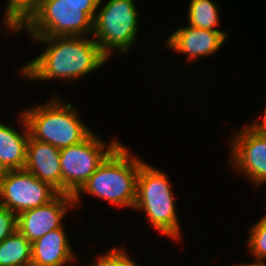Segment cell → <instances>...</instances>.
<instances>
[{"instance_id":"obj_1","label":"cell","mask_w":266,"mask_h":266,"mask_svg":"<svg viewBox=\"0 0 266 266\" xmlns=\"http://www.w3.org/2000/svg\"><path fill=\"white\" fill-rule=\"evenodd\" d=\"M30 38L45 45L46 49L17 71L27 81H75L100 69L110 60L101 52L92 35Z\"/></svg>"},{"instance_id":"obj_2","label":"cell","mask_w":266,"mask_h":266,"mask_svg":"<svg viewBox=\"0 0 266 266\" xmlns=\"http://www.w3.org/2000/svg\"><path fill=\"white\" fill-rule=\"evenodd\" d=\"M144 162L120 143L100 164L94 174L73 195L76 206L83 193L121 208H134L137 176Z\"/></svg>"},{"instance_id":"obj_3","label":"cell","mask_w":266,"mask_h":266,"mask_svg":"<svg viewBox=\"0 0 266 266\" xmlns=\"http://www.w3.org/2000/svg\"><path fill=\"white\" fill-rule=\"evenodd\" d=\"M166 172L141 164L136 183V199L133 210L143 212L147 220L160 234L179 241L182 229L176 211L175 195ZM179 239V240H178Z\"/></svg>"},{"instance_id":"obj_4","label":"cell","mask_w":266,"mask_h":266,"mask_svg":"<svg viewBox=\"0 0 266 266\" xmlns=\"http://www.w3.org/2000/svg\"><path fill=\"white\" fill-rule=\"evenodd\" d=\"M32 139L49 143L58 149L85 140L93 131L80 119L73 104L54 96L46 104L31 106L21 111Z\"/></svg>"},{"instance_id":"obj_5","label":"cell","mask_w":266,"mask_h":266,"mask_svg":"<svg viewBox=\"0 0 266 266\" xmlns=\"http://www.w3.org/2000/svg\"><path fill=\"white\" fill-rule=\"evenodd\" d=\"M97 8L67 0H42L13 34L24 30L30 37L90 36Z\"/></svg>"},{"instance_id":"obj_6","label":"cell","mask_w":266,"mask_h":266,"mask_svg":"<svg viewBox=\"0 0 266 266\" xmlns=\"http://www.w3.org/2000/svg\"><path fill=\"white\" fill-rule=\"evenodd\" d=\"M134 0H108L97 9L92 36L109 59L114 52L126 54L139 35V17Z\"/></svg>"},{"instance_id":"obj_7","label":"cell","mask_w":266,"mask_h":266,"mask_svg":"<svg viewBox=\"0 0 266 266\" xmlns=\"http://www.w3.org/2000/svg\"><path fill=\"white\" fill-rule=\"evenodd\" d=\"M104 141L93 131L81 143L60 149L62 193L74 195L121 143L117 137Z\"/></svg>"},{"instance_id":"obj_8","label":"cell","mask_w":266,"mask_h":266,"mask_svg":"<svg viewBox=\"0 0 266 266\" xmlns=\"http://www.w3.org/2000/svg\"><path fill=\"white\" fill-rule=\"evenodd\" d=\"M59 192L25 169L8 170L0 178V205L16 215L47 204Z\"/></svg>"},{"instance_id":"obj_9","label":"cell","mask_w":266,"mask_h":266,"mask_svg":"<svg viewBox=\"0 0 266 266\" xmlns=\"http://www.w3.org/2000/svg\"><path fill=\"white\" fill-rule=\"evenodd\" d=\"M230 158L227 163L232 169L255 187L266 183V135L250 124L234 131L229 140Z\"/></svg>"},{"instance_id":"obj_10","label":"cell","mask_w":266,"mask_h":266,"mask_svg":"<svg viewBox=\"0 0 266 266\" xmlns=\"http://www.w3.org/2000/svg\"><path fill=\"white\" fill-rule=\"evenodd\" d=\"M72 208H75L73 195L59 193L47 204L19 213L17 230L32 243L49 231L61 228L63 218Z\"/></svg>"},{"instance_id":"obj_11","label":"cell","mask_w":266,"mask_h":266,"mask_svg":"<svg viewBox=\"0 0 266 266\" xmlns=\"http://www.w3.org/2000/svg\"><path fill=\"white\" fill-rule=\"evenodd\" d=\"M227 37L221 31L204 30L190 25L178 27L165 39V47L176 54L187 55L186 61L192 62L199 57L217 53ZM217 51V52H216Z\"/></svg>"},{"instance_id":"obj_12","label":"cell","mask_w":266,"mask_h":266,"mask_svg":"<svg viewBox=\"0 0 266 266\" xmlns=\"http://www.w3.org/2000/svg\"><path fill=\"white\" fill-rule=\"evenodd\" d=\"M24 169L62 193L60 149L29 137Z\"/></svg>"},{"instance_id":"obj_13","label":"cell","mask_w":266,"mask_h":266,"mask_svg":"<svg viewBox=\"0 0 266 266\" xmlns=\"http://www.w3.org/2000/svg\"><path fill=\"white\" fill-rule=\"evenodd\" d=\"M66 228L49 231L31 243V262L37 266H67L76 262V254L69 242Z\"/></svg>"},{"instance_id":"obj_14","label":"cell","mask_w":266,"mask_h":266,"mask_svg":"<svg viewBox=\"0 0 266 266\" xmlns=\"http://www.w3.org/2000/svg\"><path fill=\"white\" fill-rule=\"evenodd\" d=\"M18 120L23 127L22 132L0 121V164L5 171L24 169L26 164L30 134L22 112H19Z\"/></svg>"},{"instance_id":"obj_15","label":"cell","mask_w":266,"mask_h":266,"mask_svg":"<svg viewBox=\"0 0 266 266\" xmlns=\"http://www.w3.org/2000/svg\"><path fill=\"white\" fill-rule=\"evenodd\" d=\"M218 6L220 5L212 0H190L187 25L204 30L221 31L227 37V31L218 29L221 23Z\"/></svg>"},{"instance_id":"obj_16","label":"cell","mask_w":266,"mask_h":266,"mask_svg":"<svg viewBox=\"0 0 266 266\" xmlns=\"http://www.w3.org/2000/svg\"><path fill=\"white\" fill-rule=\"evenodd\" d=\"M31 255V242L18 230L0 242V266H21L31 263Z\"/></svg>"},{"instance_id":"obj_17","label":"cell","mask_w":266,"mask_h":266,"mask_svg":"<svg viewBox=\"0 0 266 266\" xmlns=\"http://www.w3.org/2000/svg\"><path fill=\"white\" fill-rule=\"evenodd\" d=\"M42 0H8L1 20L6 33H13L40 5Z\"/></svg>"},{"instance_id":"obj_18","label":"cell","mask_w":266,"mask_h":266,"mask_svg":"<svg viewBox=\"0 0 266 266\" xmlns=\"http://www.w3.org/2000/svg\"><path fill=\"white\" fill-rule=\"evenodd\" d=\"M246 246L248 251L254 257L255 264H266V217L263 216L258 220L248 232L246 239Z\"/></svg>"},{"instance_id":"obj_19","label":"cell","mask_w":266,"mask_h":266,"mask_svg":"<svg viewBox=\"0 0 266 266\" xmlns=\"http://www.w3.org/2000/svg\"><path fill=\"white\" fill-rule=\"evenodd\" d=\"M92 263L94 266H140L128 255L123 247H110L106 253L98 255Z\"/></svg>"},{"instance_id":"obj_20","label":"cell","mask_w":266,"mask_h":266,"mask_svg":"<svg viewBox=\"0 0 266 266\" xmlns=\"http://www.w3.org/2000/svg\"><path fill=\"white\" fill-rule=\"evenodd\" d=\"M17 230V215L0 205V242Z\"/></svg>"},{"instance_id":"obj_21","label":"cell","mask_w":266,"mask_h":266,"mask_svg":"<svg viewBox=\"0 0 266 266\" xmlns=\"http://www.w3.org/2000/svg\"><path fill=\"white\" fill-rule=\"evenodd\" d=\"M261 116L263 117L261 121L259 120V118L256 117L253 122L251 121L250 125L258 132H261L262 134L266 135V107L264 109L263 115Z\"/></svg>"},{"instance_id":"obj_22","label":"cell","mask_w":266,"mask_h":266,"mask_svg":"<svg viewBox=\"0 0 266 266\" xmlns=\"http://www.w3.org/2000/svg\"><path fill=\"white\" fill-rule=\"evenodd\" d=\"M70 3L85 7H100L103 0H67Z\"/></svg>"},{"instance_id":"obj_23","label":"cell","mask_w":266,"mask_h":266,"mask_svg":"<svg viewBox=\"0 0 266 266\" xmlns=\"http://www.w3.org/2000/svg\"><path fill=\"white\" fill-rule=\"evenodd\" d=\"M236 266H266V264H255V263H240V264H237Z\"/></svg>"},{"instance_id":"obj_24","label":"cell","mask_w":266,"mask_h":266,"mask_svg":"<svg viewBox=\"0 0 266 266\" xmlns=\"http://www.w3.org/2000/svg\"><path fill=\"white\" fill-rule=\"evenodd\" d=\"M6 171L1 167L0 164V178L2 177V175L5 173Z\"/></svg>"},{"instance_id":"obj_25","label":"cell","mask_w":266,"mask_h":266,"mask_svg":"<svg viewBox=\"0 0 266 266\" xmlns=\"http://www.w3.org/2000/svg\"><path fill=\"white\" fill-rule=\"evenodd\" d=\"M21 266H37V265H35L34 263H28V264H25V265H21Z\"/></svg>"}]
</instances>
